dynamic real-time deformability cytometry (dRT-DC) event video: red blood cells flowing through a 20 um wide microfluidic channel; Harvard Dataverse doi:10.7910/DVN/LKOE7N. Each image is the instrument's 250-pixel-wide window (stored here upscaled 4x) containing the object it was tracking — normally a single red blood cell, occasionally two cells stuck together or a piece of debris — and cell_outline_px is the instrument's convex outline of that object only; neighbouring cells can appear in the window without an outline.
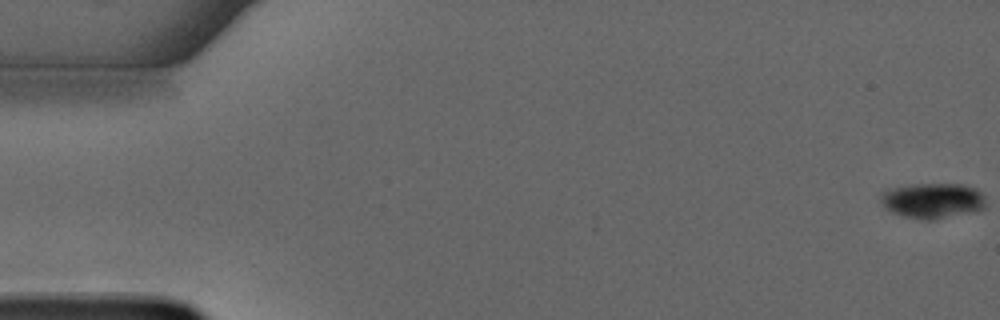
{"species": "common noctule bat (a hibernating species)", "species_latin": "Nyctalus noctula", "temperature_condition": "warm", "stored_images_in_passage": 51, "camera_frame_rate_fps": 3000, "um_per_image_px": 0.085, "animal": {"sex": "male", "forearm_length_mm": 52.5}, "frame": {"image": 1, "passage_image": 1, "time_ms": 0.0, "image_size_px": [1000, 320], "cell_outline_px": [[984, 208], [932, 220], [924, 220], [900, 216], [884, 208], [880, 200], [880, 196], [884, 192], [892, 188], [908, 184], [960, 184], [976, 188], [984, 196]], "centroid_in_image_um": [79.21, 17.05], "position_along_channel_um": 5.8, "area_um2": 21.5}}
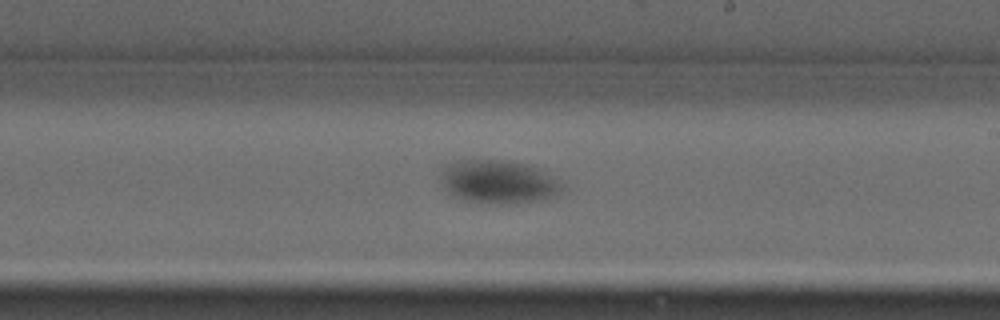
{"frame": {"image": 2, "passage_image": 33, "time_ms": 10.667, "image_size_px": [1000, 320], "cell_outline_px": [[560, 192], [552, 196], [532, 200], [500, 204], [464, 200], [448, 192], [444, 180], [444, 168], [448, 164], [460, 160], [504, 160], [524, 164], [536, 168], [560, 184]], "centroid_in_image_um": [42.31, 15.44], "position_along_channel_um": 246.7, "area_um2": 29.07}}
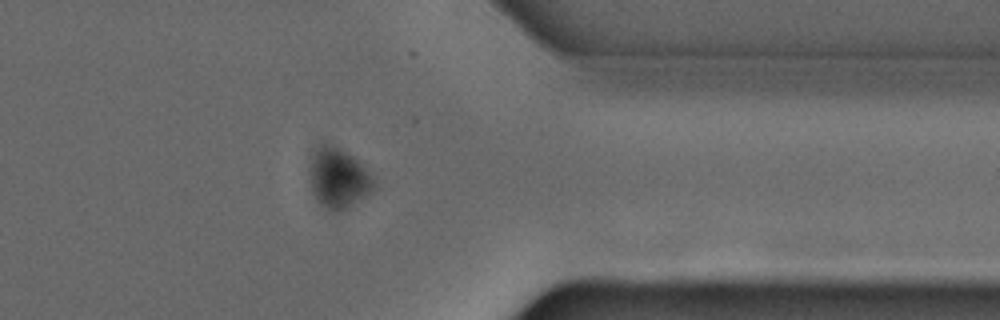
{"frame": {"image": 3, "passage_image": 45, "time_ms": 14.667, "image_size_px": [1000, 320], "cell_outline_px": [[376, 188], [348, 208], [340, 212], [332, 212], [324, 208], [316, 200], [312, 192], [308, 176], [308, 168], [312, 152], [324, 140], [328, 140], [352, 156], [372, 176]], "centroid_in_image_um": [28.69, 15.12], "position_along_channel_um": 382.7, "area_um2": 23.12}}